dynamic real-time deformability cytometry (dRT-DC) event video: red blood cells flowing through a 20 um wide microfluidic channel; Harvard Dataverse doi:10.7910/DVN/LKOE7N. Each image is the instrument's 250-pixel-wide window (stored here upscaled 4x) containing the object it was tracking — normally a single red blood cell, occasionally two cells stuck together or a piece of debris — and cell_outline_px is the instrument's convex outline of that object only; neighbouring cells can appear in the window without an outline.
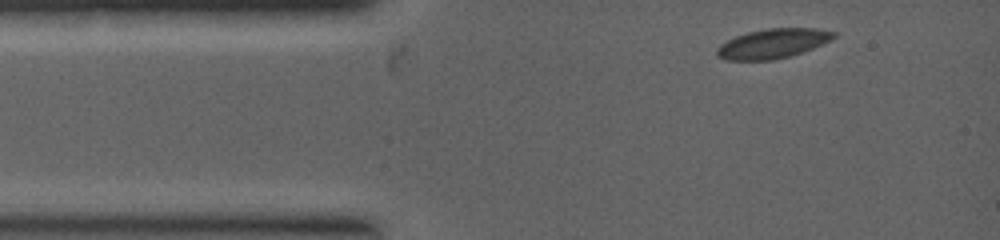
{"species": "common noctule bat (a hibernating species)", "species_latin": "Nyctalus noctula", "temperature_condition": "warm", "stored_images_in_passage": 8, "camera_frame_rate_fps": 5000, "um_per_image_px": 0.085, "animal": {"sex": "female", "body_mass_g": 19.0, "forearm_length_mm": 53.3}, "frame": {"image": 1, "passage_image": 1, "time_ms": 0.0, "image_size_px": [1000, 240], "cell_outline_px": [[836, 36], [812, 48], [788, 56], [772, 60], [728, 60], [716, 56], [716, 48], [720, 44], [736, 36], [748, 32], [768, 28], [816, 28], [836, 32]], "centroid_in_image_um": [65.64, 3.69], "position_along_channel_um": 19.4, "area_um2": 19.83}}
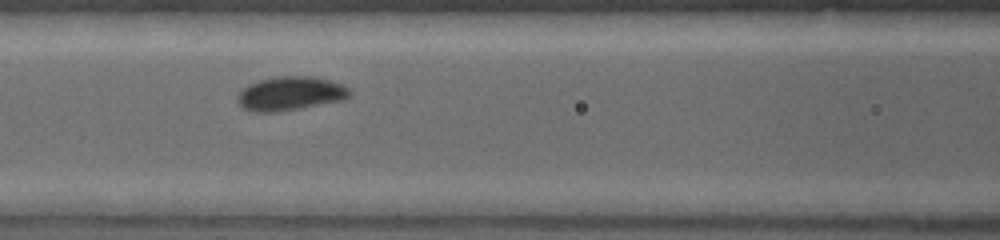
{"frame": {"image": 2, "passage_image": 5, "time_ms": 2.4, "image_size_px": [1000, 240], "cell_outline_px": [[352, 92], [344, 100], [280, 112], [252, 112], [244, 108], [236, 100], [236, 96], [248, 84], [260, 80], [276, 76], [312, 76], [332, 80], [348, 88]], "centroid_in_image_um": [24.68, 7.95], "position_along_channel_um": 141.9, "area_um2": 22.31}}
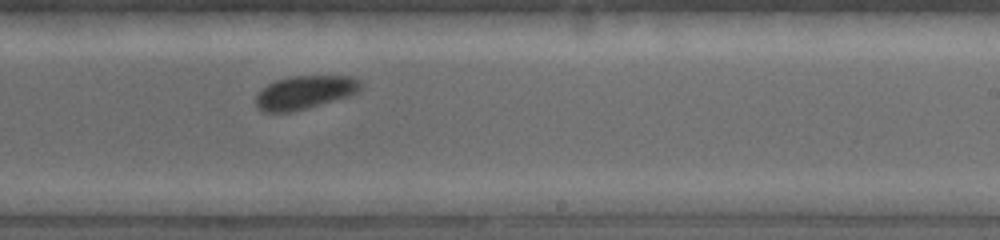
{"frame": {"image": 3, "passage_image": 8, "time_ms": 4.2, "image_size_px": [1000, 240], "cell_outline_px": [[360, 88], [356, 92], [348, 96], [292, 112], [264, 112], [256, 104], [256, 96], [268, 84], [276, 80], [288, 76], [352, 76], [360, 80]], "centroid_in_image_um": [25.9, 7.84], "position_along_channel_um": 263.1, "area_um2": 20.06}}